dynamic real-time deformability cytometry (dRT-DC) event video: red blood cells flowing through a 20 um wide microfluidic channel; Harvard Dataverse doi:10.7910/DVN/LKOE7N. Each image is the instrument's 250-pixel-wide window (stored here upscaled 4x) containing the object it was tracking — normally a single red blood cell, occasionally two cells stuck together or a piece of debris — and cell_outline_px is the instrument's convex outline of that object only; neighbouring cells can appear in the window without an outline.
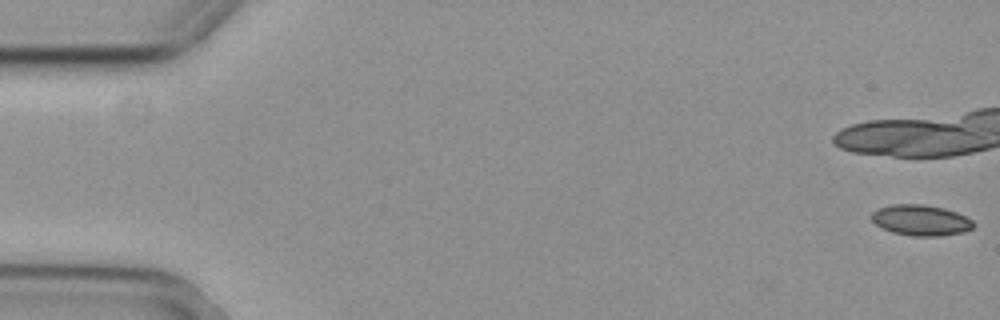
{"species": "common noctule bat (a hibernating species)", "species_latin": "Nyctalus noctula", "temperature_condition": "cold", "stored_images_in_passage": 18, "camera_frame_rate_fps": 3000, "um_per_image_px": 0.085, "animal": {"sex": "female", "body_mass_g": 29.2, "forearm_length_mm": 56.3}, "frame": {"image": 1, "passage_image": 1, "time_ms": 0.0, "image_size_px": [1000, 320], "cell_outline_px": [[976, 224], [972, 228], [964, 232], [940, 236], [912, 236], [892, 232], [876, 224], [872, 220], [872, 212], [876, 208], [892, 204], [924, 204], [944, 208], [956, 212], [972, 220]], "centroid_in_image_um": [78.28, 18.71], "position_along_channel_um": 6.7, "area_um2": 18.32}}